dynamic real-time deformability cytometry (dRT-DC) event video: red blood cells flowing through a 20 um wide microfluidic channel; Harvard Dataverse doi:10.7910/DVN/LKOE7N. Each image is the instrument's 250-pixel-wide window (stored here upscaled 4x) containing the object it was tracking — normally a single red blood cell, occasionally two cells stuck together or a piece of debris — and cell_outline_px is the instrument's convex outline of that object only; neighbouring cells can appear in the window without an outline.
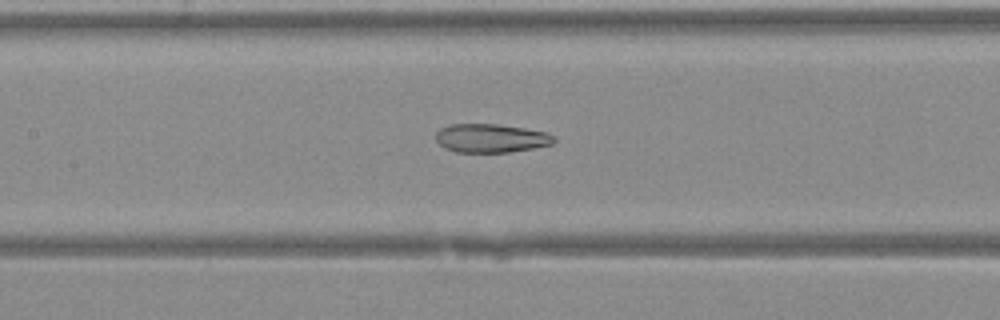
{"species": "Egyptian fruit bat (a non-hibernating species)", "species_latin": "Rousettus aegyptiacus", "temperature_condition": "warm", "stored_images_in_passage": 41, "camera_frame_rate_fps": 3000, "um_per_image_px": 0.085, "animal": {"sex": "female"}, "frame": {"image": 1, "passage_image": 19, "time_ms": 6.0, "image_size_px": [1000, 320], "cell_outline_px": [[556, 140], [552, 144], [532, 148], [508, 152], [456, 152], [444, 148], [436, 140], [436, 132], [440, 128], [448, 124], [496, 124], [524, 128], [548, 132]], "centroid_in_image_um": [41.7, 11.74], "position_along_channel_um": 165.7, "area_um2": 19.71}}
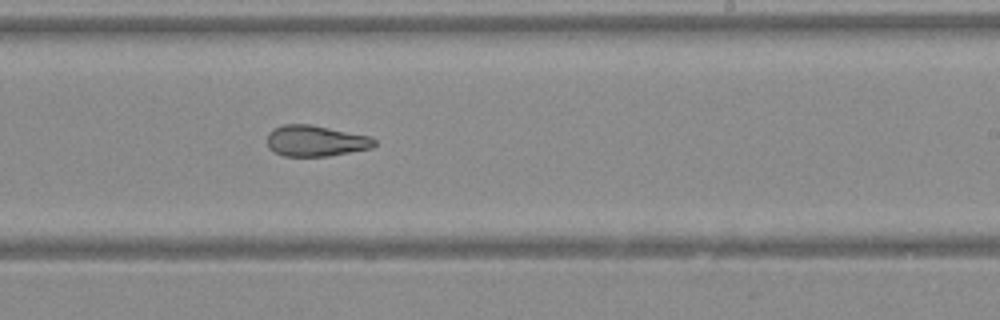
{"frame": {"image": 2, "passage_image": 25, "time_ms": 8.0, "image_size_px": [1000, 320], "cell_outline_px": [[376, 144], [372, 148], [328, 156], [284, 156], [272, 152], [268, 148], [268, 132], [272, 128], [284, 124], [312, 124], [368, 136], [376, 140]], "centroid_in_image_um": [26.79, 11.97], "position_along_channel_um": 262.2, "area_um2": 19.48}}
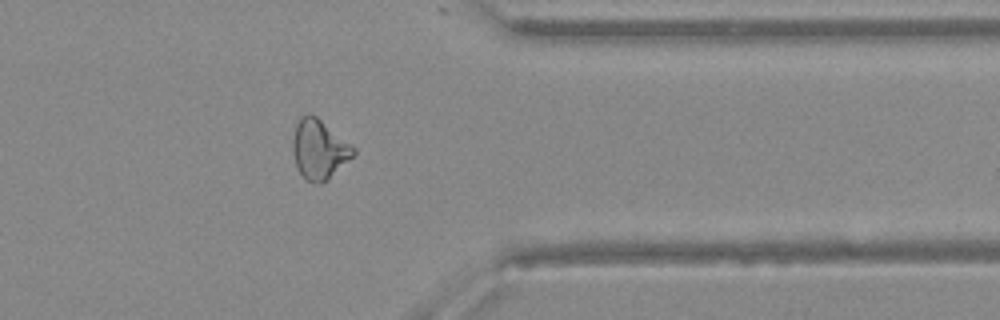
{"frame": {"image": 3, "passage_image": 33, "time_ms": 10.667, "image_size_px": [1000, 320], "cell_outline_px": [[356, 152], [328, 180], [320, 184], [304, 180], [296, 164], [292, 152], [292, 136], [296, 124], [300, 116], [308, 112], [316, 116], [356, 148]], "centroid_in_image_um": [27.1, 12.69], "position_along_channel_um": 384.3, "area_um2": 21.1}}